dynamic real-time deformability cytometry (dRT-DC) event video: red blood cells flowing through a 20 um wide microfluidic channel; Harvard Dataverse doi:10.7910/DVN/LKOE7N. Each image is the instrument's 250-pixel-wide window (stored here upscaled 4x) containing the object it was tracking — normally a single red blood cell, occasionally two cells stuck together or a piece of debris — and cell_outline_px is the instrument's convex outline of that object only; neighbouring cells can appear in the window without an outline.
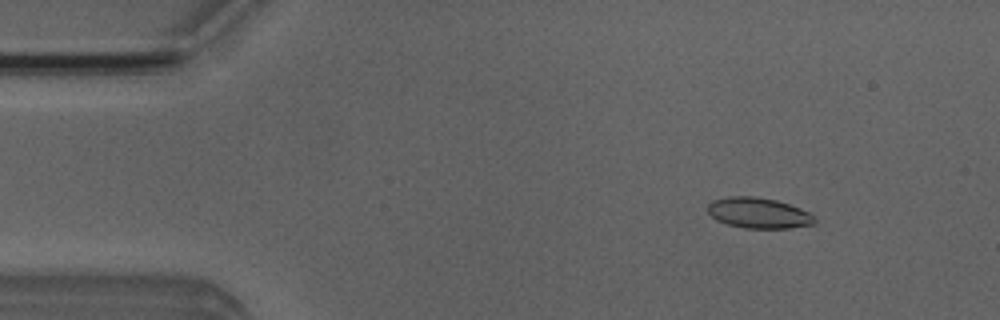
{"species": "Egyptian fruit bat (a non-hibernating species)", "species_latin": "Rousettus aegyptiacus", "temperature_condition": "room temperature", "stored_images_in_passage": 5, "camera_frame_rate_fps": 3000, "um_per_image_px": 0.085, "animal": {"sex": "male"}, "frame": {"image": 1, "passage_image": 5, "time_ms": 5.333, "image_size_px": [1000, 320], "cell_outline_px": [[816, 224], [788, 228], [744, 228], [728, 224], [716, 220], [708, 212], [708, 204], [712, 200], [728, 196], [752, 196], [776, 200], [800, 208], [808, 212], [816, 220]], "centroid_in_image_um": [64.46, 18.1], "position_along_channel_um": 20.5, "area_um2": 19.02}}